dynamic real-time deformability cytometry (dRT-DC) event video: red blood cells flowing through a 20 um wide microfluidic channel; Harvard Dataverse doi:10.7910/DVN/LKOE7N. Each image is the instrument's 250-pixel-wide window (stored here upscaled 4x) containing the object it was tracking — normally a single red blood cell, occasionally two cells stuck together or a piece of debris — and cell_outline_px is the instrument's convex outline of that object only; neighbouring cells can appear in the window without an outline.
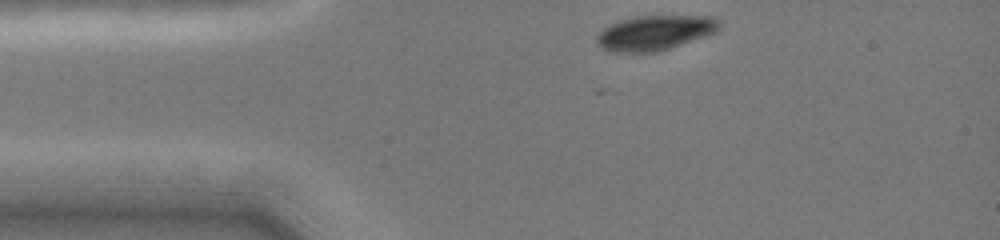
{"species": "common noctule bat (a hibernating species)", "species_latin": "Nyctalus noctula", "temperature_condition": "cold", "stored_images_in_passage": 5, "camera_frame_rate_fps": 3000, "um_per_image_px": 0.085, "animal": {"sex": "female", "body_mass_g": 19.0, "forearm_length_mm": 51.5}, "frame": {"image": 1, "passage_image": 1, "time_ms": 0.0, "image_size_px": [1000, 240], "cell_outline_px": [[720, 28], [716, 32], [656, 52], [612, 52], [604, 48], [596, 40], [596, 36], [608, 24], [616, 20], [636, 16], [712, 16], [720, 20]], "centroid_in_image_um": [55.65, 2.76], "position_along_channel_um": 29.3, "area_um2": 24.74}}